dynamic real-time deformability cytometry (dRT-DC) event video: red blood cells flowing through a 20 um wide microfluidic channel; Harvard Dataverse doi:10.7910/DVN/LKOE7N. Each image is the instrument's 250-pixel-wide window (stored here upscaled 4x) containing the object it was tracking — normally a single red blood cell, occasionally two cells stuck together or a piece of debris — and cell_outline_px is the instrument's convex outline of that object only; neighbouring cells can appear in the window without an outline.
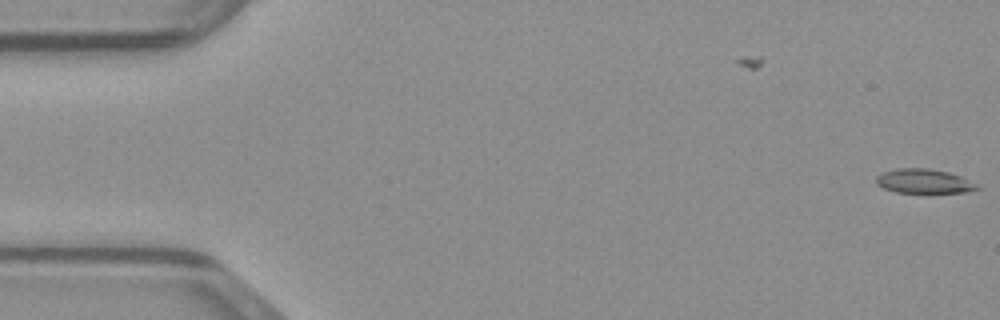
{"species": "common noctule bat (a hibernating species)", "species_latin": "Nyctalus noctula", "temperature_condition": "warm", "stored_images_in_passage": 4, "camera_frame_rate_fps": 3000, "um_per_image_px": 0.085, "animal": {"sex": "male", "body_mass_g": 23.1, "forearm_length_mm": 52.7}, "frame": {"image": 1, "passage_image": 4, "time_ms": 1.0, "image_size_px": [1000, 320], "cell_outline_px": [[980, 188], [968, 192], [896, 192], [884, 188], [876, 184], [876, 176], [884, 172], [896, 168], [928, 168], [948, 172], [960, 176], [976, 184]], "centroid_in_image_um": [78.51, 15.39], "position_along_channel_um": 6.5, "area_um2": 14.1}}